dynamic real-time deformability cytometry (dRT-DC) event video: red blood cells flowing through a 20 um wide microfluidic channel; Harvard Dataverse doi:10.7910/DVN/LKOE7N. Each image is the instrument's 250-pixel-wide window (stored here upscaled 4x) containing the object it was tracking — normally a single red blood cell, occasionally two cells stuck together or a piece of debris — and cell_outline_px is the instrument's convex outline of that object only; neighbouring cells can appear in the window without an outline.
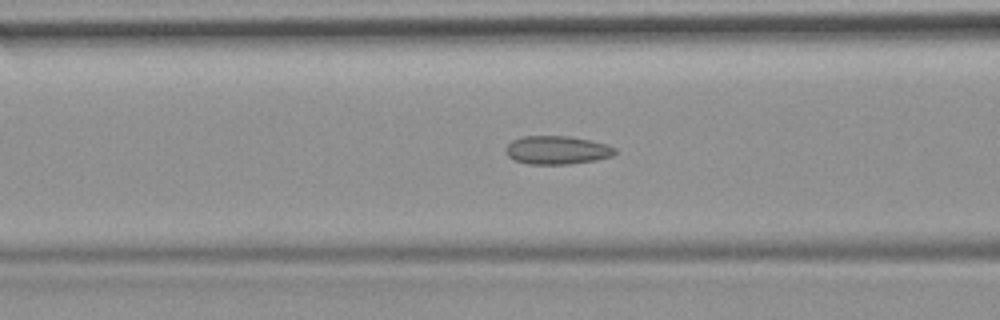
{"species": "common noctule bat (a hibernating species)", "species_latin": "Nyctalus noctula", "temperature_condition": "room temperature", "stored_images_in_passage": 53, "camera_frame_rate_fps": 3000, "um_per_image_px": 0.085, "animal": {"sex": "female", "body_mass_g": 19.9}, "frame": {"image": 1, "passage_image": 21, "time_ms": 6.667, "image_size_px": [1000, 320], "cell_outline_px": [[616, 152], [612, 156], [596, 160], [568, 164], [528, 164], [516, 160], [508, 156], [504, 152], [504, 148], [512, 140], [524, 136], [572, 136], [604, 144], [616, 148]], "centroid_in_image_um": [47.31, 12.76], "position_along_channel_um": 119.3, "area_um2": 18.03}}
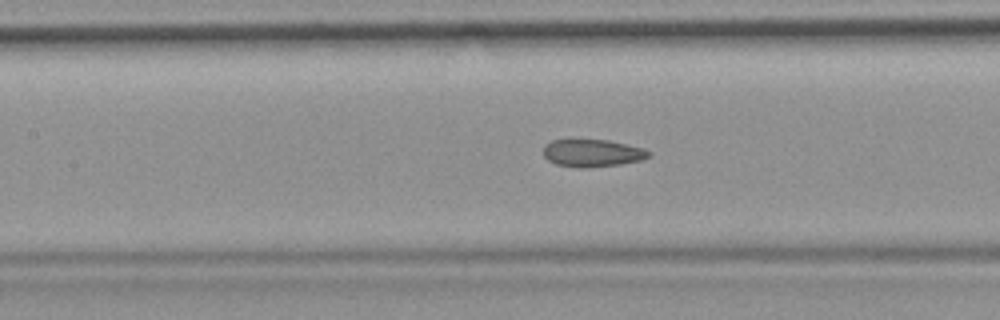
{"frame": {"image": 2, "passage_image": 24, "time_ms": 7.667, "image_size_px": [1000, 320], "cell_outline_px": [[652, 156], [640, 160], [620, 164], [588, 168], [580, 168], [556, 164], [548, 160], [544, 156], [544, 144], [552, 140], [608, 140], [644, 148], [652, 152]], "centroid_in_image_um": [50.37, 13.01], "position_along_channel_um": 157.0, "area_um2": 16.94}}
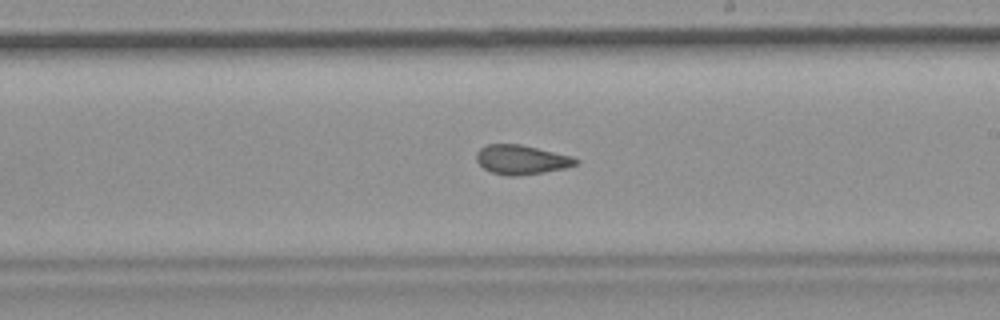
{"frame": {"image": 3, "passage_image": 31, "time_ms": 10.0, "image_size_px": [1000, 320], "cell_outline_px": [[580, 160], [576, 164], [564, 168], [544, 172], [516, 176], [508, 176], [492, 172], [484, 168], [476, 160], [476, 152], [480, 148], [488, 144], [520, 144], [572, 156]], "centroid_in_image_um": [44.31, 13.57], "position_along_channel_um": 244.7, "area_um2": 16.88}, "authors_computed_cell_mechanics": {"area_um2": 18.0336, "velocity_mm_per_s": 3.7718, "shape_relaxation_time_tau1_ms": null, "shape_relaxation_time_tau2_ms": 1.4044, "deformation_change_tau1": null, "deformation_change_tau2": 0.0737}}